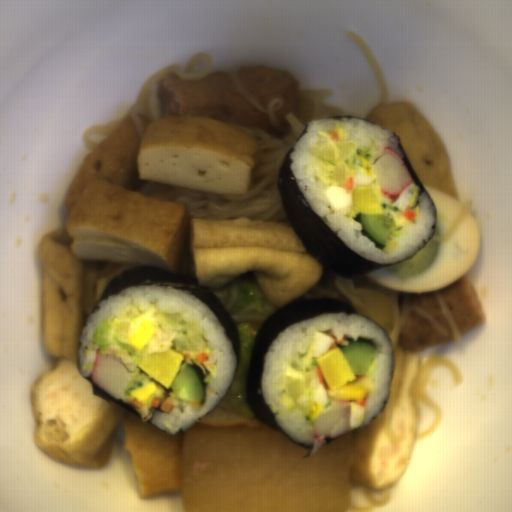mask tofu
<instances>
[{
  "label": "tofu",
  "instance_id": "tofu-2",
  "mask_svg": "<svg viewBox=\"0 0 512 512\" xmlns=\"http://www.w3.org/2000/svg\"><path fill=\"white\" fill-rule=\"evenodd\" d=\"M40 266L41 341L50 356L77 360L80 335L109 283L124 264L74 258L68 231L42 234L36 248Z\"/></svg>",
  "mask_w": 512,
  "mask_h": 512
},
{
  "label": "tofu",
  "instance_id": "tofu-1",
  "mask_svg": "<svg viewBox=\"0 0 512 512\" xmlns=\"http://www.w3.org/2000/svg\"><path fill=\"white\" fill-rule=\"evenodd\" d=\"M324 269L284 222L190 219L189 271L199 287L219 289L252 273L269 302L279 309L301 298Z\"/></svg>",
  "mask_w": 512,
  "mask_h": 512
}]
</instances>
